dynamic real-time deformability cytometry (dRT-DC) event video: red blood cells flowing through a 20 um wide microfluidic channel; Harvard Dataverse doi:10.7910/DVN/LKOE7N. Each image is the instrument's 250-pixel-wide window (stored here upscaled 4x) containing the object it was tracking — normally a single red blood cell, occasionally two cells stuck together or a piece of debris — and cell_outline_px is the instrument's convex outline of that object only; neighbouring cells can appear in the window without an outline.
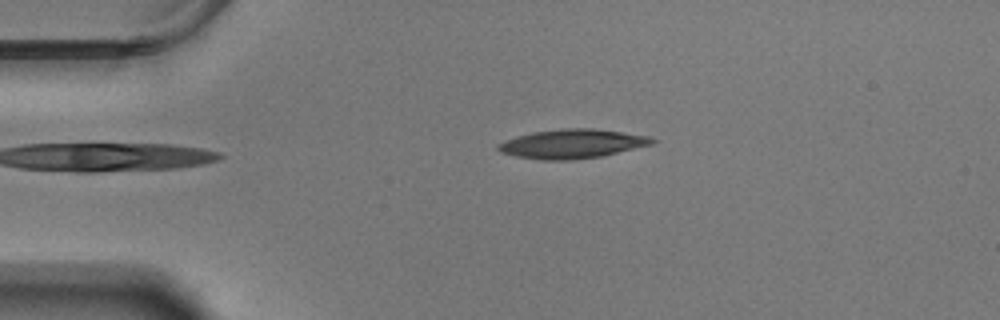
{"species": "Egyptian fruit bat (a non-hibernating species)", "species_latin": "Rousettus aegyptiacus", "temperature_condition": "warm", "stored_images_in_passage": 39, "camera_frame_rate_fps": 3000, "um_per_image_px": 0.085, "animal": {"sex": "male"}, "frame": {"image": 1, "passage_image": 1, "time_ms": 0.0, "image_size_px": [1000, 320], "cell_outline_px": [[656, 140], [652, 144], [600, 156], [572, 160], [540, 160], [516, 156], [500, 152], [496, 148], [496, 144], [504, 140], [516, 136], [532, 132], [564, 128], [592, 128], [648, 136]], "centroid_in_image_um": [48.55, 12.22], "position_along_channel_um": 36.4, "area_um2": 25.95}}
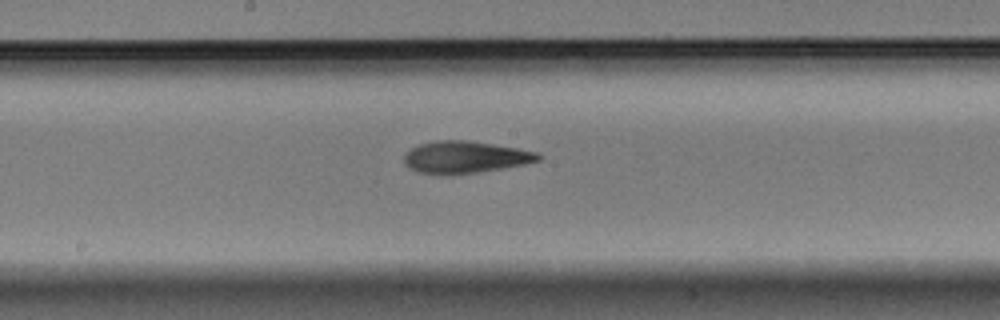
{"frame": {"image": 2, "passage_image": 19, "time_ms": 6.0, "image_size_px": [1000, 320], "cell_outline_px": [[544, 156], [540, 160], [524, 164], [476, 172], [416, 172], [404, 164], [404, 156], [412, 148], [420, 144], [436, 140], [468, 140], [540, 152]], "centroid_in_image_um": [39.59, 13.32], "position_along_channel_um": 208.6, "area_um2": 24.28}}
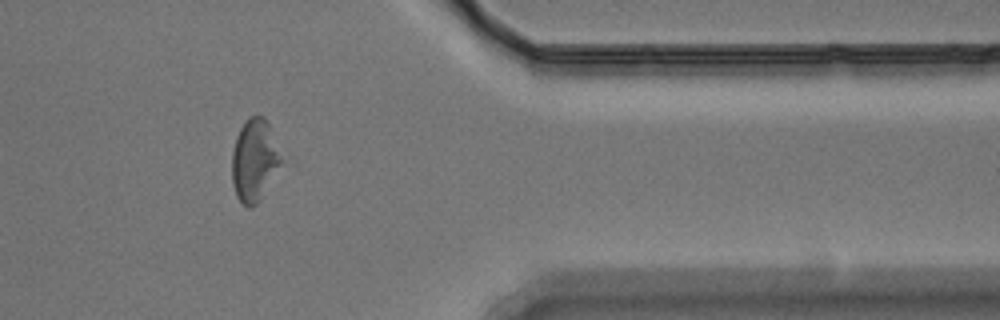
{"frame": {"image": 3, "passage_image": 36, "time_ms": 11.667, "image_size_px": [1000, 320], "cell_outline_px": [[296, 164], [252, 208], [248, 208], [236, 196], [232, 184], [232, 152], [236, 136], [244, 120], [248, 116], [264, 116], [296, 160]], "centroid_in_image_um": [21.96, 13.63], "position_along_channel_um": 389.4, "area_um2": 27.86}, "authors_computed_cell_mechanics": {"area_um2": 24.9118, "velocity_mm_per_s": 3.4961, "shape_relaxation_time_tau1_ms": 6.3666, "shape_relaxation_time_tau2_ms": 5.7106, "deformation_change_tau1": 0.1799, "deformation_change_tau2": 0.161}}